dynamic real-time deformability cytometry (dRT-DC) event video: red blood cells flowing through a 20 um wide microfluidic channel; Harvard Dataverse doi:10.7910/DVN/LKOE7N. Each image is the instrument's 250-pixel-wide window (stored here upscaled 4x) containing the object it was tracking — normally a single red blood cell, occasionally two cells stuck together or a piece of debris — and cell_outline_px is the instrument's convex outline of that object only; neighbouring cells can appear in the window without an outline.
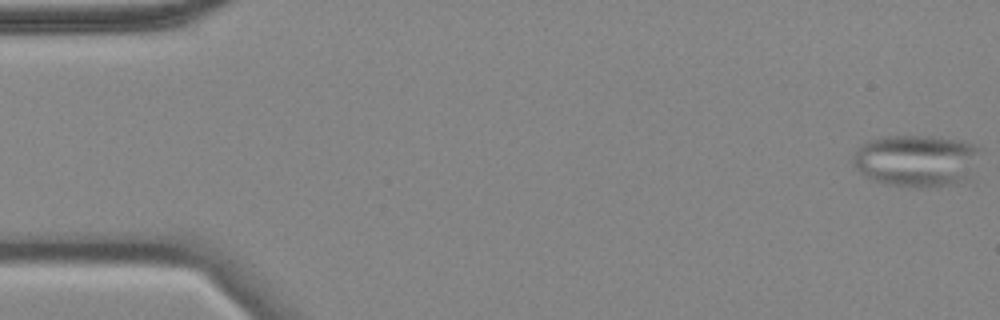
{"species": "common noctule bat (a hibernating species)", "species_latin": "Nyctalus noctula", "temperature_condition": "cold", "stored_images_in_passage": 57, "camera_frame_rate_fps": 3000, "um_per_image_px": 0.085, "animal": {"sex": "female", "body_mass_g": 18.4}, "frame": {"image": 1, "passage_image": 1, "time_ms": 0.0, "image_size_px": [1000, 320], "cell_outline_px": [[984, 152], [968, 172], [956, 184], [936, 188], [916, 188], [884, 184], [864, 176], [852, 164], [852, 156], [856, 148], [860, 144], [868, 140], [880, 136], [940, 136], [964, 140], [976, 144]], "centroid_in_image_um": [77.86, 13.63], "position_along_channel_um": 7.1, "area_um2": 39.42}}
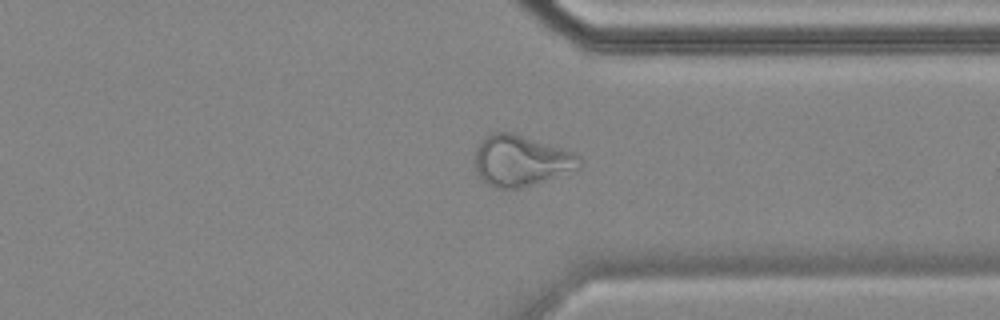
{"frame": {"image": 2, "passage_image": 43, "time_ms": 14.0, "image_size_px": [1000, 320], "cell_outline_px": [[584, 164], [580, 168], [520, 188], [496, 188], [488, 184], [480, 176], [476, 168], [476, 148], [488, 136], [496, 132], [508, 132], [560, 148], [572, 152], [580, 156]], "centroid_in_image_um": [44.31, 13.68], "position_along_channel_um": 367.1, "area_um2": 30.06}}
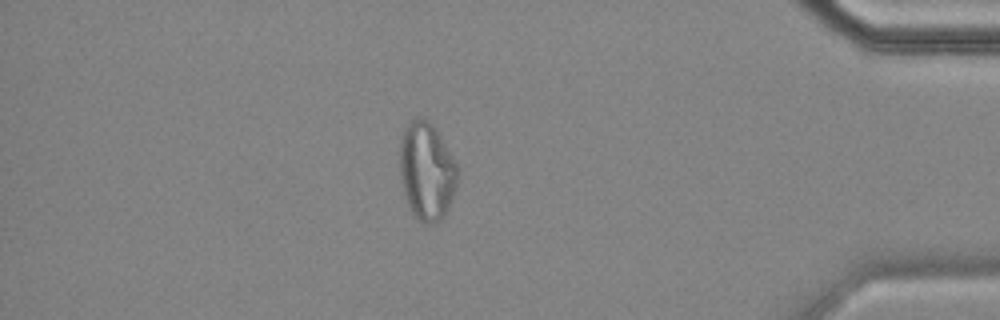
{"frame": {"image": 3, "passage_image": 49, "time_ms": 16.0, "image_size_px": [1000, 320], "cell_outline_px": [[460, 168], [456, 188], [448, 208], [444, 216], [440, 220], [432, 224], [424, 224], [412, 212], [404, 196], [400, 180], [400, 136], [408, 124], [412, 120], [420, 116], [428, 120], [436, 128]], "centroid_in_image_um": [36.28, 14.54], "position_along_channel_um": 398.9, "area_um2": 33.41}}